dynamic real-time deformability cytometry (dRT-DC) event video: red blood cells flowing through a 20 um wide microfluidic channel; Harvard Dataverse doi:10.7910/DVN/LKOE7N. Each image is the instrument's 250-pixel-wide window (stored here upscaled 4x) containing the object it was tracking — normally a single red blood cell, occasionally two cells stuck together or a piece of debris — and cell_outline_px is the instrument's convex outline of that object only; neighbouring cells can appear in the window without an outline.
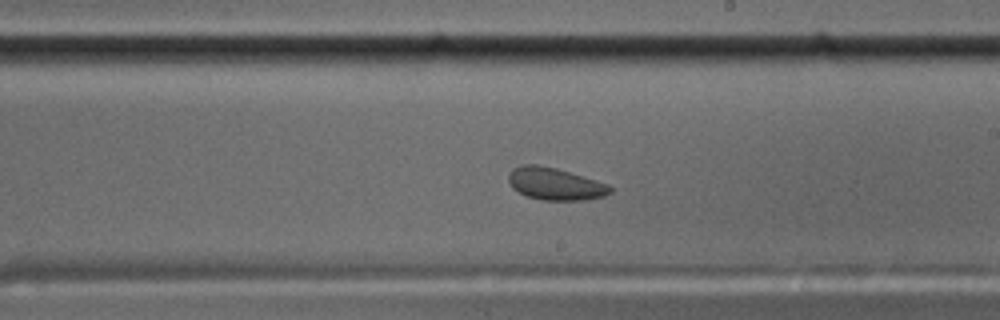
{"species": "common noctule bat (a hibernating species)", "species_latin": "Nyctalus noctula", "temperature_condition": "cold", "stored_images_in_passage": 52, "camera_frame_rate_fps": 3000, "um_per_image_px": 0.085, "animal": {"sex": "male", "body_mass_g": 17.5, "forearm_length_mm": 52.3}, "frame": {"image": 1, "passage_image": 28, "time_ms": 9.0, "image_size_px": [1000, 320], "cell_outline_px": [[612, 192], [604, 196], [584, 200], [544, 200], [528, 196], [512, 188], [508, 180], [508, 172], [512, 168], [520, 164], [536, 164], [556, 168], [596, 180], [608, 184], [612, 188]], "centroid_in_image_um": [47.16, 15.61], "position_along_channel_um": 241.8, "area_um2": 19.13}}
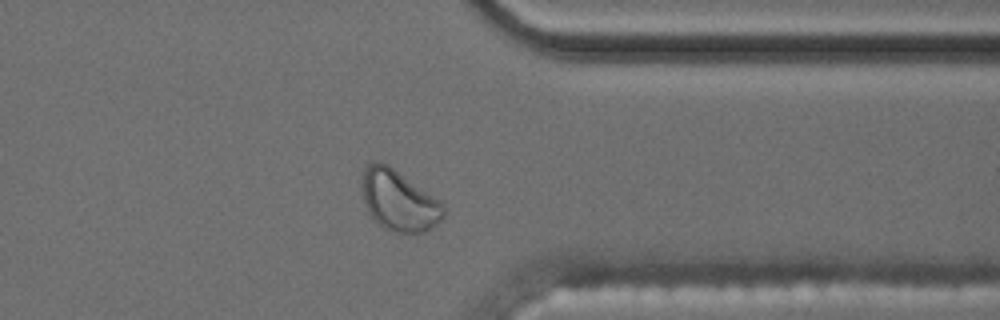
{"frame": {"image": 2, "passage_image": 40, "time_ms": 13.0, "image_size_px": [1000, 320], "cell_outline_px": [[444, 216], [432, 228], [424, 232], [392, 232], [384, 228], [368, 212], [364, 200], [360, 180], [364, 168], [368, 164], [376, 160], [380, 160], [440, 200], [444, 204]], "centroid_in_image_um": [33.88, 17.03], "position_along_channel_um": 377.5, "area_um2": 28.67}}
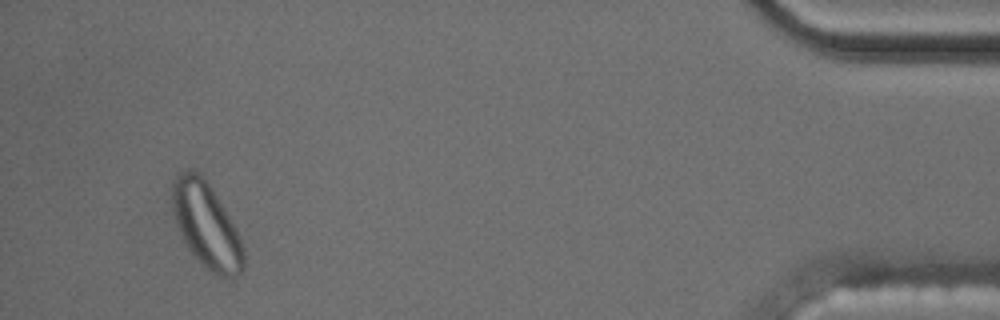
{"frame": {"image": 3, "passage_image": 49, "time_ms": 16.0, "image_size_px": [1000, 320], "cell_outline_px": [[244, 268], [236, 276], [220, 276], [208, 268], [188, 248], [176, 224], [172, 212], [172, 180], [180, 172], [188, 168], [192, 168], [200, 172], [208, 180], [224, 208], [244, 248]], "centroid_in_image_um": [17.51, 19.05], "position_along_channel_um": 417.7, "area_um2": 35.03}}